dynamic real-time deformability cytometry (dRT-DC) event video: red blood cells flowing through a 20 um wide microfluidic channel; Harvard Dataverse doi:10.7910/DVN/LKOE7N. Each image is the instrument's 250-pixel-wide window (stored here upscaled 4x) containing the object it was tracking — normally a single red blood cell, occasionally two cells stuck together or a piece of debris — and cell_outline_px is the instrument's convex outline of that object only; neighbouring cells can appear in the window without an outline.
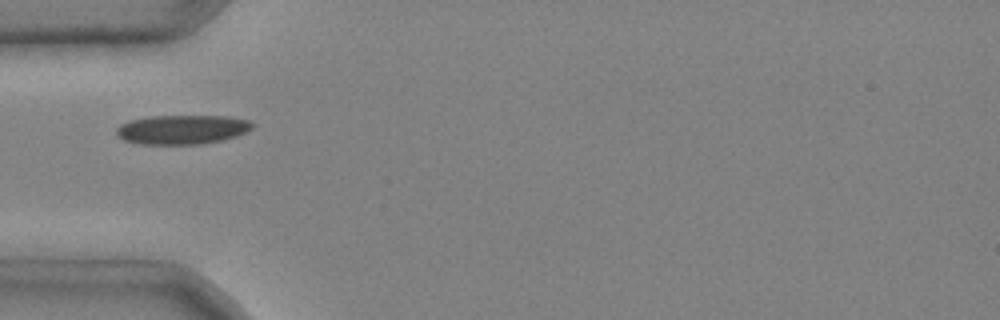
{"species": "common noctule bat (a hibernating species)", "species_latin": "Nyctalus noctula", "temperature_condition": "cold", "stored_images_in_passage": 2, "camera_frame_rate_fps": 3000, "um_per_image_px": 0.085, "animal": {"sex": "male", "body_mass_g": 20.4}, "frame": {"image": 1, "passage_image": 2, "time_ms": 0.333, "image_size_px": [1000, 320], "cell_outline_px": [[256, 124], [252, 128], [236, 136], [224, 140], [200, 144], [140, 144], [124, 140], [116, 132], [116, 128], [120, 124], [128, 120], [152, 116], [228, 116], [248, 120]], "centroid_in_image_um": [15.49, 11.0], "position_along_channel_um": 69.5, "area_um2": 23.24}}